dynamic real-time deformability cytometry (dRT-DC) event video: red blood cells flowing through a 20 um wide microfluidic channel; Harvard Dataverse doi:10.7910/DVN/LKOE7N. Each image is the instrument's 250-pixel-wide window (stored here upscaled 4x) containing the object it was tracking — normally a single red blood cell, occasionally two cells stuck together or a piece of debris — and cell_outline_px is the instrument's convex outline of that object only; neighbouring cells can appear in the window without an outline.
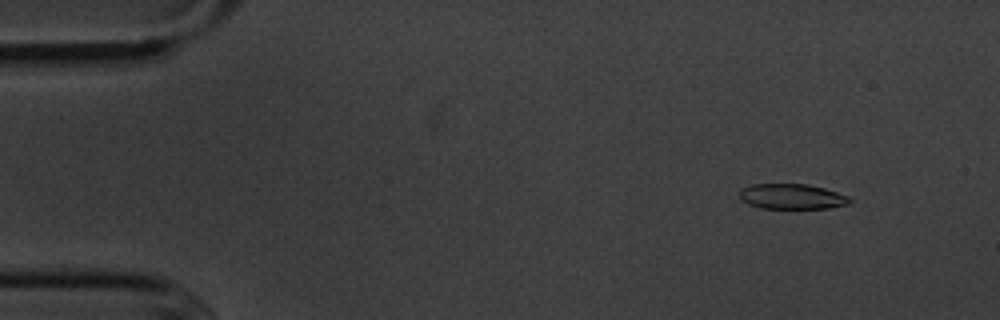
{"species": "common noctule bat (a hibernating species)", "species_latin": "Nyctalus noctula", "temperature_condition": "cold", "stored_images_in_passage": 51, "camera_frame_rate_fps": 3000, "um_per_image_px": 0.085, "animal": {"sex": "male", "body_mass_g": 20.1, "forearm_length_mm": 53.5}, "frame": {"image": 1, "passage_image": 1, "time_ms": 0.0, "image_size_px": [1000, 320], "cell_outline_px": [[852, 200], [848, 204], [828, 208], [760, 208], [748, 204], [740, 200], [740, 192], [744, 188], [752, 184], [808, 184], [824, 188], [848, 196]], "centroid_in_image_um": [67.31, 16.7], "position_along_channel_um": 17.7, "area_um2": 16.13}}
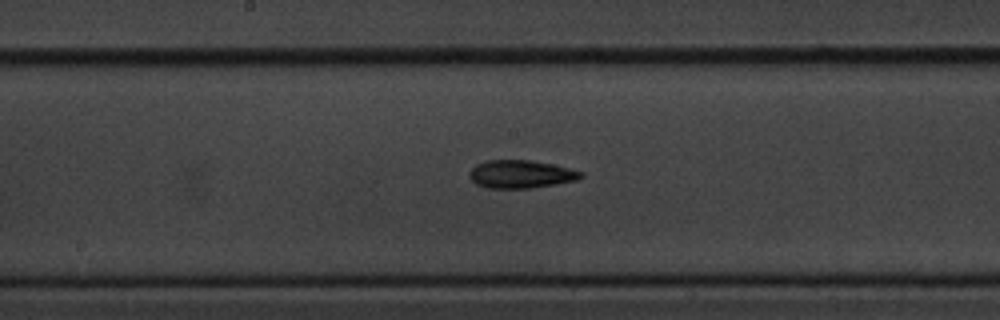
{"frame": {"image": 2, "passage_image": 24, "time_ms": 7.667, "image_size_px": [1000, 320], "cell_outline_px": [[584, 176], [576, 180], [556, 184], [532, 188], [488, 188], [476, 184], [468, 176], [468, 172], [476, 164], [488, 160], [528, 160], [552, 164], [584, 172]], "centroid_in_image_um": [44.26, 14.81], "position_along_channel_um": 203.9, "area_um2": 18.21}}
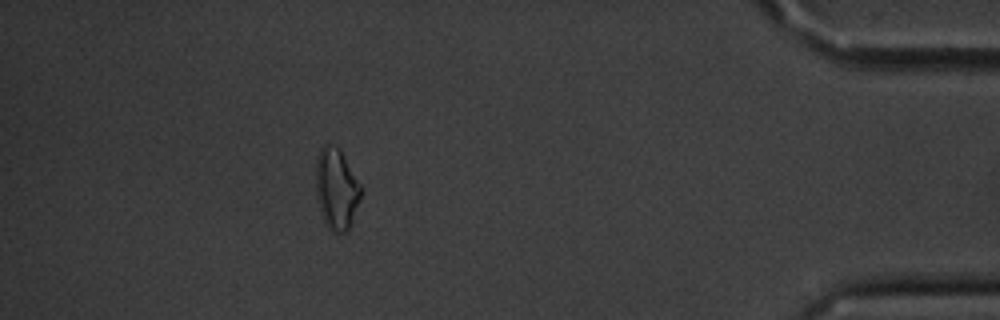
{"frame": {"image": 3, "passage_image": 45, "time_ms": 14.667, "image_size_px": [1000, 320], "cell_outline_px": [[364, 188], [348, 232], [336, 232], [328, 228], [324, 220], [320, 208], [316, 192], [316, 160], [320, 148], [324, 144], [328, 144], [340, 148]], "centroid_in_image_um": [28.63, 16.02], "position_along_channel_um": 406.6, "area_um2": 21.5}, "authors_computed_cell_mechanics": {"area_um2": 17.8602, "velocity_mm_per_s": 3.5987, "shape_relaxation_time_tau1_ms": 4.5877, "shape_relaxation_time_tau2_ms": 10.4252, "deformation_change_tau1": 0.1101, "deformation_change_tau2": 0.2109}}